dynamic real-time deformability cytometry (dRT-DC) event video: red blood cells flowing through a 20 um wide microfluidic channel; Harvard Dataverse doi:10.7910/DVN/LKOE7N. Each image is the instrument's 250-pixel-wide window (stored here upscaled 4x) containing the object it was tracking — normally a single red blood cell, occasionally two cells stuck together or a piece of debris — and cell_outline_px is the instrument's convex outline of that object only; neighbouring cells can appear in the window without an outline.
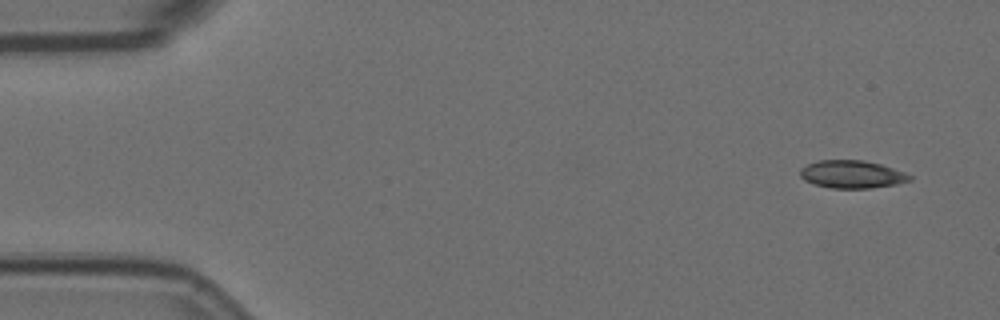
{"species": "Egyptian fruit bat (a non-hibernating species)", "species_latin": "Rousettus aegyptiacus", "temperature_condition": "room temperature", "stored_images_in_passage": 10, "camera_frame_rate_fps": 3000, "um_per_image_px": 0.085, "animal": {"sex": "female"}, "frame": {"image": 1, "passage_image": 1, "time_ms": 0.0, "image_size_px": [1000, 320], "cell_outline_px": [[912, 180], [896, 184], [868, 188], [832, 188], [816, 184], [804, 180], [800, 176], [800, 168], [808, 164], [820, 160], [864, 160], [880, 164], [904, 172], [912, 176]], "centroid_in_image_um": [72.41, 14.81], "position_along_channel_um": 12.6, "area_um2": 17.57}}
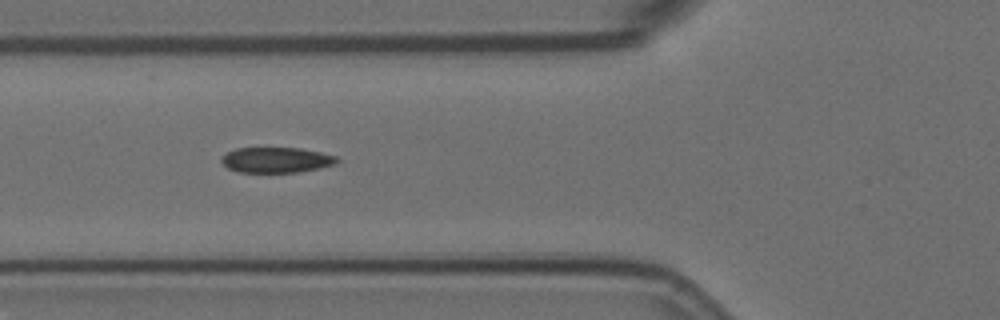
{"frame": {"image": 2, "passage_image": 6, "time_ms": 1.667, "image_size_px": [1000, 320], "cell_outline_px": [[340, 160], [336, 164], [320, 168], [300, 172], [240, 172], [228, 168], [220, 160], [220, 156], [236, 148], [300, 148], [320, 152], [336, 156]], "centroid_in_image_um": [23.5, 13.59], "position_along_channel_um": 102.3, "area_um2": 17.17}}
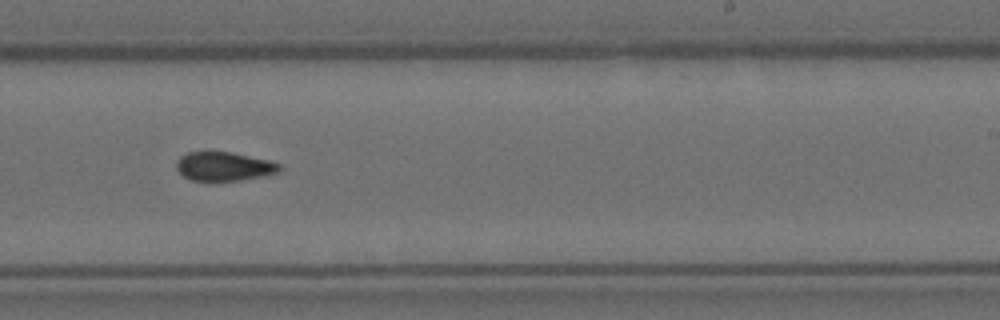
{"frame": {"image": 3, "passage_image": 10, "time_ms": 3.0, "image_size_px": [1000, 320], "cell_outline_px": [[284, 168], [280, 172], [268, 176], [240, 180], [192, 180], [184, 176], [176, 168], [176, 160], [180, 156], [188, 152], [228, 152], [268, 160], [280, 164]], "centroid_in_image_um": [19.08, 14.15], "position_along_channel_um": 269.9, "area_um2": 17.34}}